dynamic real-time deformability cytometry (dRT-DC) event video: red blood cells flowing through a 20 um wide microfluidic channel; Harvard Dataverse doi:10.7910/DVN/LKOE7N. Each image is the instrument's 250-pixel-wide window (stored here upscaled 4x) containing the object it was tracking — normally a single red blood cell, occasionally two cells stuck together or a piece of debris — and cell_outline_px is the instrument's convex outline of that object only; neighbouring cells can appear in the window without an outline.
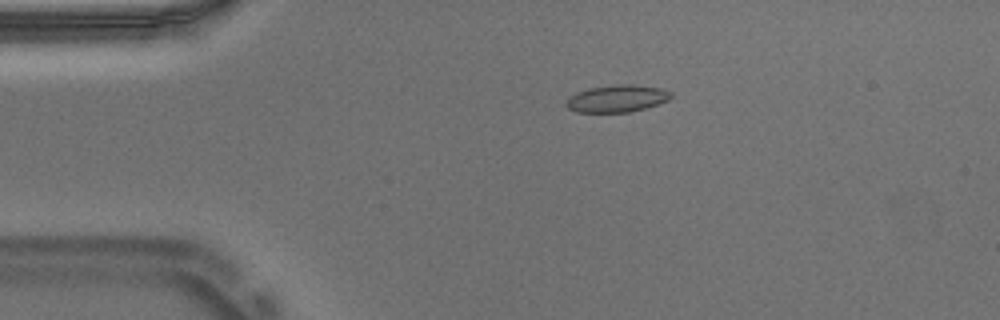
{"species": "Egyptian fruit bat (a non-hibernating species)", "species_latin": "Rousettus aegyptiacus", "temperature_condition": "warm", "stored_images_in_passage": 54, "camera_frame_rate_fps": 3000, "um_per_image_px": 0.085, "animal": {"sex": "male"}, "frame": {"image": 1, "passage_image": 11, "time_ms": 3.333, "image_size_px": [1000, 320], "cell_outline_px": [[672, 96], [668, 100], [644, 108], [628, 112], [576, 112], [568, 108], [564, 104], [568, 96], [576, 92], [588, 88], [616, 84], [632, 84], [660, 88], [672, 92]], "centroid_in_image_um": [52.39, 8.37], "position_along_channel_um": 32.6, "area_um2": 16.65}}
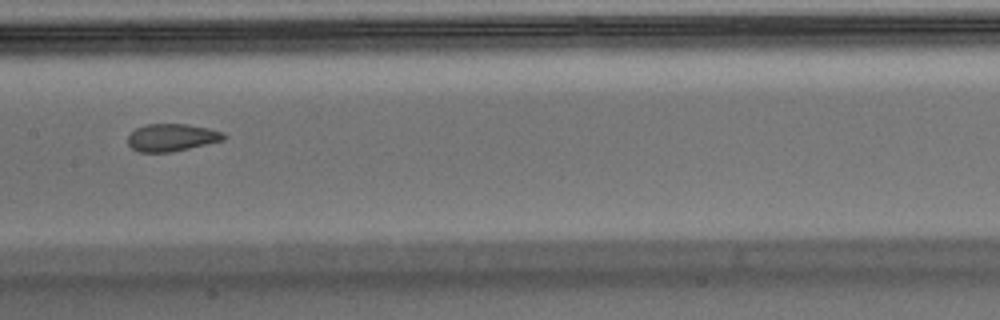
{"frame": {"image": 2, "passage_image": 27, "time_ms": 8.667, "image_size_px": [1000, 320], "cell_outline_px": [[228, 136], [224, 140], [188, 148], [168, 152], [140, 152], [132, 148], [128, 144], [128, 136], [136, 128], [144, 124], [188, 124], [208, 128], [224, 132]], "centroid_in_image_um": [14.61, 11.67], "position_along_channel_um": 192.8, "area_um2": 15.32}}
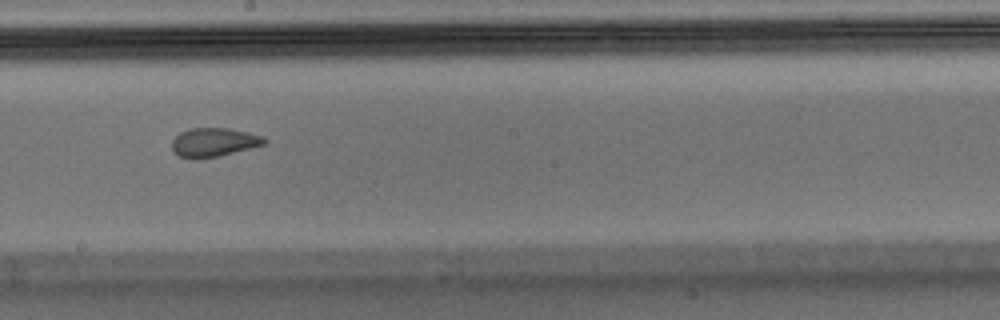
{"frame": {"image": 3, "passage_image": 30, "time_ms": 9.667, "image_size_px": [1000, 320], "cell_outline_px": [[268, 140], [264, 144], [216, 156], [196, 160], [180, 156], [172, 152], [172, 140], [180, 132], [188, 128], [228, 128], [248, 132], [264, 136]], "centroid_in_image_um": [18.13, 12.08], "position_along_channel_um": 230.1, "area_um2": 15.49}, "authors_computed_cell_mechanics": {"area_um2": 16.2707, "velocity_mm_per_s": 3.7349, "shape_relaxation_time_tau1_ms": 11.1854, "shape_relaxation_time_tau2_ms": 0.7536, "deformation_change_tau1": 0.2473, "deformation_change_tau2": 0.0469}}